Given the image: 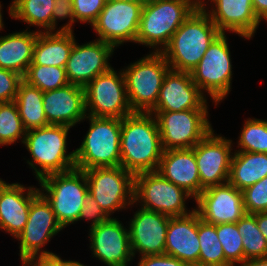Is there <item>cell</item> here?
Listing matches in <instances>:
<instances>
[{
    "mask_svg": "<svg viewBox=\"0 0 267 266\" xmlns=\"http://www.w3.org/2000/svg\"><path fill=\"white\" fill-rule=\"evenodd\" d=\"M256 221L259 230L267 240V212L256 213Z\"/></svg>",
    "mask_w": 267,
    "mask_h": 266,
    "instance_id": "obj_45",
    "label": "cell"
},
{
    "mask_svg": "<svg viewBox=\"0 0 267 266\" xmlns=\"http://www.w3.org/2000/svg\"><path fill=\"white\" fill-rule=\"evenodd\" d=\"M116 49L101 40L86 41L81 45L75 39L65 71L69 83L85 87L96 76L108 72L110 59Z\"/></svg>",
    "mask_w": 267,
    "mask_h": 266,
    "instance_id": "obj_18",
    "label": "cell"
},
{
    "mask_svg": "<svg viewBox=\"0 0 267 266\" xmlns=\"http://www.w3.org/2000/svg\"><path fill=\"white\" fill-rule=\"evenodd\" d=\"M226 33L210 44L198 65L190 72L193 82L217 107L232 91L233 65Z\"/></svg>",
    "mask_w": 267,
    "mask_h": 266,
    "instance_id": "obj_8",
    "label": "cell"
},
{
    "mask_svg": "<svg viewBox=\"0 0 267 266\" xmlns=\"http://www.w3.org/2000/svg\"><path fill=\"white\" fill-rule=\"evenodd\" d=\"M69 266H87V265L81 263V261L69 259Z\"/></svg>",
    "mask_w": 267,
    "mask_h": 266,
    "instance_id": "obj_48",
    "label": "cell"
},
{
    "mask_svg": "<svg viewBox=\"0 0 267 266\" xmlns=\"http://www.w3.org/2000/svg\"><path fill=\"white\" fill-rule=\"evenodd\" d=\"M39 193L37 186L7 182L0 191V231L15 240L25 228L31 201Z\"/></svg>",
    "mask_w": 267,
    "mask_h": 266,
    "instance_id": "obj_23",
    "label": "cell"
},
{
    "mask_svg": "<svg viewBox=\"0 0 267 266\" xmlns=\"http://www.w3.org/2000/svg\"><path fill=\"white\" fill-rule=\"evenodd\" d=\"M198 238L200 242L199 266H231L225 259L218 240L216 225L205 222L198 214Z\"/></svg>",
    "mask_w": 267,
    "mask_h": 266,
    "instance_id": "obj_31",
    "label": "cell"
},
{
    "mask_svg": "<svg viewBox=\"0 0 267 266\" xmlns=\"http://www.w3.org/2000/svg\"><path fill=\"white\" fill-rule=\"evenodd\" d=\"M84 90L87 115L122 119L133 113L122 69L117 71L112 67L108 72L96 76Z\"/></svg>",
    "mask_w": 267,
    "mask_h": 266,
    "instance_id": "obj_13",
    "label": "cell"
},
{
    "mask_svg": "<svg viewBox=\"0 0 267 266\" xmlns=\"http://www.w3.org/2000/svg\"><path fill=\"white\" fill-rule=\"evenodd\" d=\"M26 131L49 125L43 108V91L22 81L15 98Z\"/></svg>",
    "mask_w": 267,
    "mask_h": 266,
    "instance_id": "obj_30",
    "label": "cell"
},
{
    "mask_svg": "<svg viewBox=\"0 0 267 266\" xmlns=\"http://www.w3.org/2000/svg\"><path fill=\"white\" fill-rule=\"evenodd\" d=\"M196 3L200 6L201 4H203V2H205L206 0H195Z\"/></svg>",
    "mask_w": 267,
    "mask_h": 266,
    "instance_id": "obj_51",
    "label": "cell"
},
{
    "mask_svg": "<svg viewBox=\"0 0 267 266\" xmlns=\"http://www.w3.org/2000/svg\"><path fill=\"white\" fill-rule=\"evenodd\" d=\"M116 217H110L98 226L88 229L89 250L92 258L105 266H129L134 257L129 228ZM127 227V228H126Z\"/></svg>",
    "mask_w": 267,
    "mask_h": 266,
    "instance_id": "obj_15",
    "label": "cell"
},
{
    "mask_svg": "<svg viewBox=\"0 0 267 266\" xmlns=\"http://www.w3.org/2000/svg\"><path fill=\"white\" fill-rule=\"evenodd\" d=\"M2 2L0 1V31H3V29L5 28V26L4 25H6V24H4L5 22H4V17H3V10H2V4H1Z\"/></svg>",
    "mask_w": 267,
    "mask_h": 266,
    "instance_id": "obj_47",
    "label": "cell"
},
{
    "mask_svg": "<svg viewBox=\"0 0 267 266\" xmlns=\"http://www.w3.org/2000/svg\"><path fill=\"white\" fill-rule=\"evenodd\" d=\"M71 127L53 125L26 131L23 147L31 155L26 160L37 181L43 177L75 168V150L69 152Z\"/></svg>",
    "mask_w": 267,
    "mask_h": 266,
    "instance_id": "obj_3",
    "label": "cell"
},
{
    "mask_svg": "<svg viewBox=\"0 0 267 266\" xmlns=\"http://www.w3.org/2000/svg\"><path fill=\"white\" fill-rule=\"evenodd\" d=\"M23 76L0 68V103L14 101Z\"/></svg>",
    "mask_w": 267,
    "mask_h": 266,
    "instance_id": "obj_40",
    "label": "cell"
},
{
    "mask_svg": "<svg viewBox=\"0 0 267 266\" xmlns=\"http://www.w3.org/2000/svg\"><path fill=\"white\" fill-rule=\"evenodd\" d=\"M87 133L75 149V167L87 170L120 166L121 119L87 115Z\"/></svg>",
    "mask_w": 267,
    "mask_h": 266,
    "instance_id": "obj_5",
    "label": "cell"
},
{
    "mask_svg": "<svg viewBox=\"0 0 267 266\" xmlns=\"http://www.w3.org/2000/svg\"><path fill=\"white\" fill-rule=\"evenodd\" d=\"M198 6L195 0H148L142 8L136 44L162 52Z\"/></svg>",
    "mask_w": 267,
    "mask_h": 266,
    "instance_id": "obj_4",
    "label": "cell"
},
{
    "mask_svg": "<svg viewBox=\"0 0 267 266\" xmlns=\"http://www.w3.org/2000/svg\"><path fill=\"white\" fill-rule=\"evenodd\" d=\"M25 263L28 266H69V260H65L60 256L52 258L31 259Z\"/></svg>",
    "mask_w": 267,
    "mask_h": 266,
    "instance_id": "obj_43",
    "label": "cell"
},
{
    "mask_svg": "<svg viewBox=\"0 0 267 266\" xmlns=\"http://www.w3.org/2000/svg\"><path fill=\"white\" fill-rule=\"evenodd\" d=\"M200 6L221 33L231 32L244 40H251L261 24L252 0H207Z\"/></svg>",
    "mask_w": 267,
    "mask_h": 266,
    "instance_id": "obj_20",
    "label": "cell"
},
{
    "mask_svg": "<svg viewBox=\"0 0 267 266\" xmlns=\"http://www.w3.org/2000/svg\"><path fill=\"white\" fill-rule=\"evenodd\" d=\"M84 172L89 194L109 217L114 213L132 209L135 178L132 173L122 166L97 167Z\"/></svg>",
    "mask_w": 267,
    "mask_h": 266,
    "instance_id": "obj_12",
    "label": "cell"
},
{
    "mask_svg": "<svg viewBox=\"0 0 267 266\" xmlns=\"http://www.w3.org/2000/svg\"><path fill=\"white\" fill-rule=\"evenodd\" d=\"M6 183H7V182H6L4 179L0 178V191H1L2 187H3Z\"/></svg>",
    "mask_w": 267,
    "mask_h": 266,
    "instance_id": "obj_50",
    "label": "cell"
},
{
    "mask_svg": "<svg viewBox=\"0 0 267 266\" xmlns=\"http://www.w3.org/2000/svg\"><path fill=\"white\" fill-rule=\"evenodd\" d=\"M216 232L226 261L231 266H239L244 261V249L243 238L238 231L236 223L217 224Z\"/></svg>",
    "mask_w": 267,
    "mask_h": 266,
    "instance_id": "obj_36",
    "label": "cell"
},
{
    "mask_svg": "<svg viewBox=\"0 0 267 266\" xmlns=\"http://www.w3.org/2000/svg\"><path fill=\"white\" fill-rule=\"evenodd\" d=\"M43 108L48 124L75 127L86 118L84 87L67 84L43 92Z\"/></svg>",
    "mask_w": 267,
    "mask_h": 266,
    "instance_id": "obj_22",
    "label": "cell"
},
{
    "mask_svg": "<svg viewBox=\"0 0 267 266\" xmlns=\"http://www.w3.org/2000/svg\"><path fill=\"white\" fill-rule=\"evenodd\" d=\"M239 266H267V257L248 259L243 261Z\"/></svg>",
    "mask_w": 267,
    "mask_h": 266,
    "instance_id": "obj_46",
    "label": "cell"
},
{
    "mask_svg": "<svg viewBox=\"0 0 267 266\" xmlns=\"http://www.w3.org/2000/svg\"><path fill=\"white\" fill-rule=\"evenodd\" d=\"M39 192L50 203L58 223L63 229L78 223L89 193L84 170H71L49 174L38 181Z\"/></svg>",
    "mask_w": 267,
    "mask_h": 266,
    "instance_id": "obj_6",
    "label": "cell"
},
{
    "mask_svg": "<svg viewBox=\"0 0 267 266\" xmlns=\"http://www.w3.org/2000/svg\"><path fill=\"white\" fill-rule=\"evenodd\" d=\"M208 110L151 111L158 123L163 150L190 149L205 138L213 130Z\"/></svg>",
    "mask_w": 267,
    "mask_h": 266,
    "instance_id": "obj_11",
    "label": "cell"
},
{
    "mask_svg": "<svg viewBox=\"0 0 267 266\" xmlns=\"http://www.w3.org/2000/svg\"><path fill=\"white\" fill-rule=\"evenodd\" d=\"M75 37L74 32H38L30 65L65 68Z\"/></svg>",
    "mask_w": 267,
    "mask_h": 266,
    "instance_id": "obj_27",
    "label": "cell"
},
{
    "mask_svg": "<svg viewBox=\"0 0 267 266\" xmlns=\"http://www.w3.org/2000/svg\"><path fill=\"white\" fill-rule=\"evenodd\" d=\"M242 193L246 213L267 212V176L245 188Z\"/></svg>",
    "mask_w": 267,
    "mask_h": 266,
    "instance_id": "obj_37",
    "label": "cell"
},
{
    "mask_svg": "<svg viewBox=\"0 0 267 266\" xmlns=\"http://www.w3.org/2000/svg\"><path fill=\"white\" fill-rule=\"evenodd\" d=\"M110 217L105 213V211L99 206L92 195L88 193L86 200L83 204L81 214L78 221H87L89 224V229L98 226L103 221L108 220ZM89 221V222H88Z\"/></svg>",
    "mask_w": 267,
    "mask_h": 266,
    "instance_id": "obj_41",
    "label": "cell"
},
{
    "mask_svg": "<svg viewBox=\"0 0 267 266\" xmlns=\"http://www.w3.org/2000/svg\"><path fill=\"white\" fill-rule=\"evenodd\" d=\"M65 19H68L66 23L58 26L59 22ZM75 23L76 21L72 0H54L52 12V32H74L73 29Z\"/></svg>",
    "mask_w": 267,
    "mask_h": 266,
    "instance_id": "obj_38",
    "label": "cell"
},
{
    "mask_svg": "<svg viewBox=\"0 0 267 266\" xmlns=\"http://www.w3.org/2000/svg\"><path fill=\"white\" fill-rule=\"evenodd\" d=\"M234 145L232 139L213 129L192 148L203 189L228 182Z\"/></svg>",
    "mask_w": 267,
    "mask_h": 266,
    "instance_id": "obj_16",
    "label": "cell"
},
{
    "mask_svg": "<svg viewBox=\"0 0 267 266\" xmlns=\"http://www.w3.org/2000/svg\"><path fill=\"white\" fill-rule=\"evenodd\" d=\"M188 200L195 201L189 193L165 179L158 171L135 175L134 203L144 209L169 217L185 216L195 210L187 207Z\"/></svg>",
    "mask_w": 267,
    "mask_h": 266,
    "instance_id": "obj_9",
    "label": "cell"
},
{
    "mask_svg": "<svg viewBox=\"0 0 267 266\" xmlns=\"http://www.w3.org/2000/svg\"><path fill=\"white\" fill-rule=\"evenodd\" d=\"M25 135L15 101L0 103V146H10L16 142L23 145Z\"/></svg>",
    "mask_w": 267,
    "mask_h": 266,
    "instance_id": "obj_34",
    "label": "cell"
},
{
    "mask_svg": "<svg viewBox=\"0 0 267 266\" xmlns=\"http://www.w3.org/2000/svg\"><path fill=\"white\" fill-rule=\"evenodd\" d=\"M236 225L243 238L244 261L267 257V240L257 226L256 213H246Z\"/></svg>",
    "mask_w": 267,
    "mask_h": 266,
    "instance_id": "obj_32",
    "label": "cell"
},
{
    "mask_svg": "<svg viewBox=\"0 0 267 266\" xmlns=\"http://www.w3.org/2000/svg\"><path fill=\"white\" fill-rule=\"evenodd\" d=\"M106 2L107 0H72L75 21L92 26Z\"/></svg>",
    "mask_w": 267,
    "mask_h": 266,
    "instance_id": "obj_39",
    "label": "cell"
},
{
    "mask_svg": "<svg viewBox=\"0 0 267 266\" xmlns=\"http://www.w3.org/2000/svg\"><path fill=\"white\" fill-rule=\"evenodd\" d=\"M208 98L193 82L190 72L170 69L160 89L152 111L178 112L189 109H209Z\"/></svg>",
    "mask_w": 267,
    "mask_h": 266,
    "instance_id": "obj_21",
    "label": "cell"
},
{
    "mask_svg": "<svg viewBox=\"0 0 267 266\" xmlns=\"http://www.w3.org/2000/svg\"><path fill=\"white\" fill-rule=\"evenodd\" d=\"M63 230L50 203L39 193L31 201L25 228L15 238L19 244L18 256L21 263L31 259L59 256L44 247Z\"/></svg>",
    "mask_w": 267,
    "mask_h": 266,
    "instance_id": "obj_10",
    "label": "cell"
},
{
    "mask_svg": "<svg viewBox=\"0 0 267 266\" xmlns=\"http://www.w3.org/2000/svg\"><path fill=\"white\" fill-rule=\"evenodd\" d=\"M165 254L189 266H199L200 242L198 238V213L170 217L165 244Z\"/></svg>",
    "mask_w": 267,
    "mask_h": 266,
    "instance_id": "obj_24",
    "label": "cell"
},
{
    "mask_svg": "<svg viewBox=\"0 0 267 266\" xmlns=\"http://www.w3.org/2000/svg\"><path fill=\"white\" fill-rule=\"evenodd\" d=\"M20 266H28L25 262H22Z\"/></svg>",
    "mask_w": 267,
    "mask_h": 266,
    "instance_id": "obj_52",
    "label": "cell"
},
{
    "mask_svg": "<svg viewBox=\"0 0 267 266\" xmlns=\"http://www.w3.org/2000/svg\"><path fill=\"white\" fill-rule=\"evenodd\" d=\"M120 166L134 176L157 171L163 148L156 117L133 112L121 119Z\"/></svg>",
    "mask_w": 267,
    "mask_h": 266,
    "instance_id": "obj_1",
    "label": "cell"
},
{
    "mask_svg": "<svg viewBox=\"0 0 267 266\" xmlns=\"http://www.w3.org/2000/svg\"><path fill=\"white\" fill-rule=\"evenodd\" d=\"M37 35L36 30L29 29L0 35V68L24 76L33 61Z\"/></svg>",
    "mask_w": 267,
    "mask_h": 266,
    "instance_id": "obj_26",
    "label": "cell"
},
{
    "mask_svg": "<svg viewBox=\"0 0 267 266\" xmlns=\"http://www.w3.org/2000/svg\"><path fill=\"white\" fill-rule=\"evenodd\" d=\"M220 33L209 15L198 6L161 53L172 70L191 72Z\"/></svg>",
    "mask_w": 267,
    "mask_h": 266,
    "instance_id": "obj_2",
    "label": "cell"
},
{
    "mask_svg": "<svg viewBox=\"0 0 267 266\" xmlns=\"http://www.w3.org/2000/svg\"><path fill=\"white\" fill-rule=\"evenodd\" d=\"M54 0H11L8 15L27 24L26 29L36 27L37 32H52Z\"/></svg>",
    "mask_w": 267,
    "mask_h": 266,
    "instance_id": "obj_29",
    "label": "cell"
},
{
    "mask_svg": "<svg viewBox=\"0 0 267 266\" xmlns=\"http://www.w3.org/2000/svg\"><path fill=\"white\" fill-rule=\"evenodd\" d=\"M23 81L43 92L55 90L69 84L64 67L29 65Z\"/></svg>",
    "mask_w": 267,
    "mask_h": 266,
    "instance_id": "obj_35",
    "label": "cell"
},
{
    "mask_svg": "<svg viewBox=\"0 0 267 266\" xmlns=\"http://www.w3.org/2000/svg\"><path fill=\"white\" fill-rule=\"evenodd\" d=\"M107 1H124L132 3H146L148 0H107Z\"/></svg>",
    "mask_w": 267,
    "mask_h": 266,
    "instance_id": "obj_49",
    "label": "cell"
},
{
    "mask_svg": "<svg viewBox=\"0 0 267 266\" xmlns=\"http://www.w3.org/2000/svg\"><path fill=\"white\" fill-rule=\"evenodd\" d=\"M145 3L107 1L91 28L101 40L115 49L124 43H135Z\"/></svg>",
    "mask_w": 267,
    "mask_h": 266,
    "instance_id": "obj_14",
    "label": "cell"
},
{
    "mask_svg": "<svg viewBox=\"0 0 267 266\" xmlns=\"http://www.w3.org/2000/svg\"><path fill=\"white\" fill-rule=\"evenodd\" d=\"M234 151L267 153V120L250 117L244 120ZM238 148V149H237Z\"/></svg>",
    "mask_w": 267,
    "mask_h": 266,
    "instance_id": "obj_33",
    "label": "cell"
},
{
    "mask_svg": "<svg viewBox=\"0 0 267 266\" xmlns=\"http://www.w3.org/2000/svg\"><path fill=\"white\" fill-rule=\"evenodd\" d=\"M131 206L138 208L127 222L133 257L136 258V254L139 255L137 257L165 254L170 217L138 207L135 203Z\"/></svg>",
    "mask_w": 267,
    "mask_h": 266,
    "instance_id": "obj_17",
    "label": "cell"
},
{
    "mask_svg": "<svg viewBox=\"0 0 267 266\" xmlns=\"http://www.w3.org/2000/svg\"><path fill=\"white\" fill-rule=\"evenodd\" d=\"M252 6L257 19L267 23V0H252Z\"/></svg>",
    "mask_w": 267,
    "mask_h": 266,
    "instance_id": "obj_44",
    "label": "cell"
},
{
    "mask_svg": "<svg viewBox=\"0 0 267 266\" xmlns=\"http://www.w3.org/2000/svg\"><path fill=\"white\" fill-rule=\"evenodd\" d=\"M267 176V153L234 151L228 182L238 190Z\"/></svg>",
    "mask_w": 267,
    "mask_h": 266,
    "instance_id": "obj_28",
    "label": "cell"
},
{
    "mask_svg": "<svg viewBox=\"0 0 267 266\" xmlns=\"http://www.w3.org/2000/svg\"><path fill=\"white\" fill-rule=\"evenodd\" d=\"M157 171L194 199L204 190L192 148L163 150Z\"/></svg>",
    "mask_w": 267,
    "mask_h": 266,
    "instance_id": "obj_25",
    "label": "cell"
},
{
    "mask_svg": "<svg viewBox=\"0 0 267 266\" xmlns=\"http://www.w3.org/2000/svg\"><path fill=\"white\" fill-rule=\"evenodd\" d=\"M194 202L200 218L214 225L236 223L246 214L242 191L229 182L204 189Z\"/></svg>",
    "mask_w": 267,
    "mask_h": 266,
    "instance_id": "obj_19",
    "label": "cell"
},
{
    "mask_svg": "<svg viewBox=\"0 0 267 266\" xmlns=\"http://www.w3.org/2000/svg\"><path fill=\"white\" fill-rule=\"evenodd\" d=\"M170 69L161 52L150 51L122 68L133 112L150 113L156 107L161 86Z\"/></svg>",
    "mask_w": 267,
    "mask_h": 266,
    "instance_id": "obj_7",
    "label": "cell"
},
{
    "mask_svg": "<svg viewBox=\"0 0 267 266\" xmlns=\"http://www.w3.org/2000/svg\"><path fill=\"white\" fill-rule=\"evenodd\" d=\"M138 259L137 266H189L183 261L167 254L142 256Z\"/></svg>",
    "mask_w": 267,
    "mask_h": 266,
    "instance_id": "obj_42",
    "label": "cell"
}]
</instances>
